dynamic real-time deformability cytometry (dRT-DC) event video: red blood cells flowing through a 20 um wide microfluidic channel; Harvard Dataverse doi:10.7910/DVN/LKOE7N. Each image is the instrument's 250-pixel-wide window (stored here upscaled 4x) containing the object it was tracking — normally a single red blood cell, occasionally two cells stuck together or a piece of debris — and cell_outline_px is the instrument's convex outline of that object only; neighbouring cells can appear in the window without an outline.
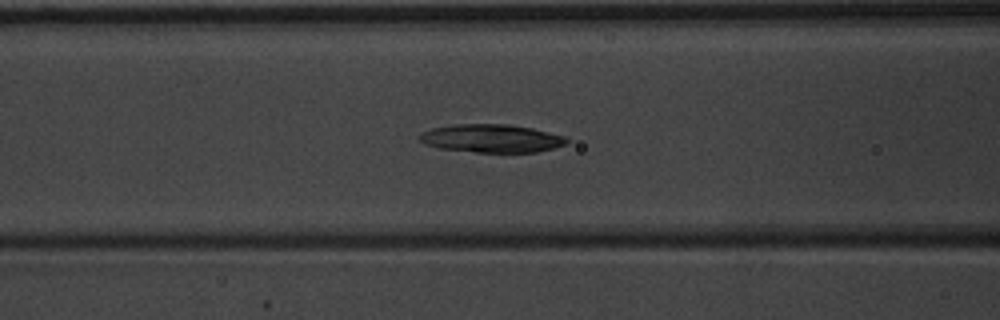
{"species": "common noctule bat (a hibernating species)", "species_latin": "Nyctalus noctula", "temperature_condition": "warm", "stored_images_in_passage": 54, "camera_frame_rate_fps": 3000, "um_per_image_px": 0.085, "animal": {"sex": "male", "body_mass_g": 20.1, "forearm_length_mm": 53.5}, "frame": {"image": 1, "passage_image": 23, "time_ms": 7.333, "image_size_px": [1000, 320], "cell_outline_px": [[568, 140], [564, 144], [552, 148], [536, 152], [476, 152], [440, 148], [424, 144], [416, 136], [420, 132], [432, 128], [456, 124], [508, 124], [532, 128], [568, 136]], "centroid_in_image_um": [41.75, 11.75], "position_along_channel_um": 124.8, "area_um2": 24.22}}
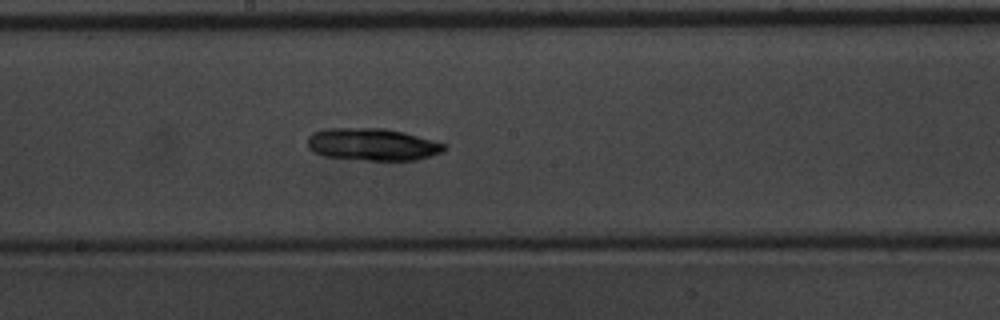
{"frame": {"image": 2, "passage_image": 30, "time_ms": 9.667, "image_size_px": [1000, 320], "cell_outline_px": [[448, 148], [444, 152], [432, 156], [416, 160], [368, 160], [324, 156], [308, 148], [308, 136], [312, 132], [328, 128], [384, 128], [404, 132], [448, 144]], "centroid_in_image_um": [31.72, 12.27], "position_along_channel_um": 216.5, "area_um2": 25.89}}
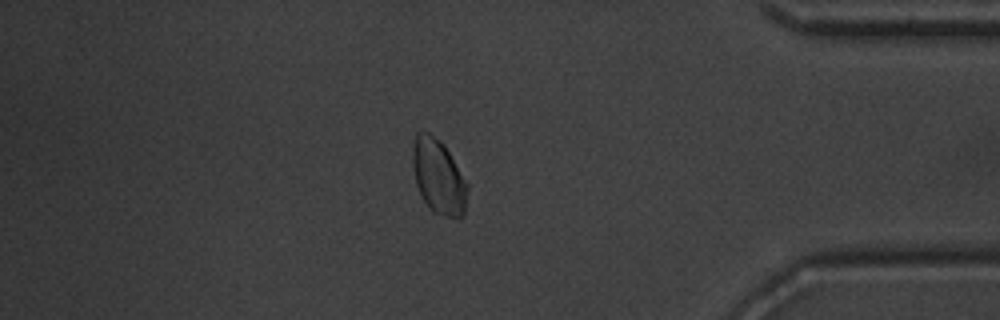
{"frame": {"image": 3, "passage_image": 46, "time_ms": 15.0, "image_size_px": [1000, 320], "cell_outline_px": [[468, 188], [464, 216], [448, 216], [432, 212], [428, 208], [416, 184], [412, 168], [412, 148], [416, 132], [420, 128], [424, 128], [440, 140], [444, 144], [468, 184]], "centroid_in_image_um": [37.24, 14.95], "position_along_channel_um": 398.0, "area_um2": 24.16}, "authors_computed_cell_mechanics": {"area_um2": 24.8829, "velocity_mm_per_s": 3.9274, "shape_relaxation_time_tau1_ms": 4.3541, "shape_relaxation_time_tau2_ms": null, "deformation_change_tau1": 0.0874, "deformation_change_tau2": null}}